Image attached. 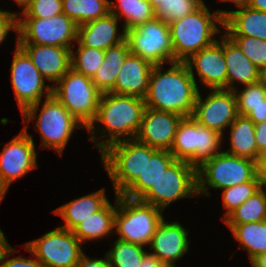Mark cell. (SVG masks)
I'll use <instances>...</instances> for the list:
<instances>
[{
    "label": "cell",
    "mask_w": 266,
    "mask_h": 267,
    "mask_svg": "<svg viewBox=\"0 0 266 267\" xmlns=\"http://www.w3.org/2000/svg\"><path fill=\"white\" fill-rule=\"evenodd\" d=\"M162 73V65H154L148 92L144 98L147 108L178 114L184 118L194 114L198 86L185 62H174Z\"/></svg>",
    "instance_id": "6da1fadb"
},
{
    "label": "cell",
    "mask_w": 266,
    "mask_h": 267,
    "mask_svg": "<svg viewBox=\"0 0 266 267\" xmlns=\"http://www.w3.org/2000/svg\"><path fill=\"white\" fill-rule=\"evenodd\" d=\"M145 108L143 98L111 92L102 93L96 118L87 128L93 134L89 140L101 153L110 144L126 140V136L128 140L135 139ZM95 122L105 125L106 129L100 128V130H103L102 133H108L109 138L98 142L95 136Z\"/></svg>",
    "instance_id": "7a4b0ae2"
},
{
    "label": "cell",
    "mask_w": 266,
    "mask_h": 267,
    "mask_svg": "<svg viewBox=\"0 0 266 267\" xmlns=\"http://www.w3.org/2000/svg\"><path fill=\"white\" fill-rule=\"evenodd\" d=\"M224 26V19L217 12L210 13L203 3L196 11L169 24L173 47V62H185L193 54L217 40L213 36Z\"/></svg>",
    "instance_id": "3957f363"
},
{
    "label": "cell",
    "mask_w": 266,
    "mask_h": 267,
    "mask_svg": "<svg viewBox=\"0 0 266 267\" xmlns=\"http://www.w3.org/2000/svg\"><path fill=\"white\" fill-rule=\"evenodd\" d=\"M162 214L163 210L152 204L117 195L114 229L120 234L118 240L149 245L157 226L163 220Z\"/></svg>",
    "instance_id": "277c9868"
},
{
    "label": "cell",
    "mask_w": 266,
    "mask_h": 267,
    "mask_svg": "<svg viewBox=\"0 0 266 267\" xmlns=\"http://www.w3.org/2000/svg\"><path fill=\"white\" fill-rule=\"evenodd\" d=\"M52 94L86 129L93 123L102 92L91 78L70 68L52 85Z\"/></svg>",
    "instance_id": "5b68a950"
},
{
    "label": "cell",
    "mask_w": 266,
    "mask_h": 267,
    "mask_svg": "<svg viewBox=\"0 0 266 267\" xmlns=\"http://www.w3.org/2000/svg\"><path fill=\"white\" fill-rule=\"evenodd\" d=\"M256 175V161L221 152L197 168L198 197L209 195L208 188H230L251 181Z\"/></svg>",
    "instance_id": "8992f818"
},
{
    "label": "cell",
    "mask_w": 266,
    "mask_h": 267,
    "mask_svg": "<svg viewBox=\"0 0 266 267\" xmlns=\"http://www.w3.org/2000/svg\"><path fill=\"white\" fill-rule=\"evenodd\" d=\"M44 79L27 53L17 44L11 66V82L24 122L37 117L44 89L46 98L52 95V85H45Z\"/></svg>",
    "instance_id": "52a82bcc"
},
{
    "label": "cell",
    "mask_w": 266,
    "mask_h": 267,
    "mask_svg": "<svg viewBox=\"0 0 266 267\" xmlns=\"http://www.w3.org/2000/svg\"><path fill=\"white\" fill-rule=\"evenodd\" d=\"M222 134L199 125L192 116L183 118L178 125L170 153L176 160L186 161L195 168L221 153Z\"/></svg>",
    "instance_id": "ba28073f"
},
{
    "label": "cell",
    "mask_w": 266,
    "mask_h": 267,
    "mask_svg": "<svg viewBox=\"0 0 266 267\" xmlns=\"http://www.w3.org/2000/svg\"><path fill=\"white\" fill-rule=\"evenodd\" d=\"M101 158L115 195H121L143 173L144 144L136 139L118 141L106 147Z\"/></svg>",
    "instance_id": "9c48e42d"
},
{
    "label": "cell",
    "mask_w": 266,
    "mask_h": 267,
    "mask_svg": "<svg viewBox=\"0 0 266 267\" xmlns=\"http://www.w3.org/2000/svg\"><path fill=\"white\" fill-rule=\"evenodd\" d=\"M194 195L198 197L197 168L175 159L140 200L164 211L171 202Z\"/></svg>",
    "instance_id": "30bf717a"
},
{
    "label": "cell",
    "mask_w": 266,
    "mask_h": 267,
    "mask_svg": "<svg viewBox=\"0 0 266 267\" xmlns=\"http://www.w3.org/2000/svg\"><path fill=\"white\" fill-rule=\"evenodd\" d=\"M130 54L149 61L153 65L173 62V47L168 23L157 17L125 31Z\"/></svg>",
    "instance_id": "8fae6325"
},
{
    "label": "cell",
    "mask_w": 266,
    "mask_h": 267,
    "mask_svg": "<svg viewBox=\"0 0 266 267\" xmlns=\"http://www.w3.org/2000/svg\"><path fill=\"white\" fill-rule=\"evenodd\" d=\"M17 44L71 48L77 41V25L64 13L51 18H17Z\"/></svg>",
    "instance_id": "7c38bea8"
},
{
    "label": "cell",
    "mask_w": 266,
    "mask_h": 267,
    "mask_svg": "<svg viewBox=\"0 0 266 267\" xmlns=\"http://www.w3.org/2000/svg\"><path fill=\"white\" fill-rule=\"evenodd\" d=\"M81 244L73 231L59 226L23 245L44 267H75L83 254Z\"/></svg>",
    "instance_id": "4fadbf2b"
},
{
    "label": "cell",
    "mask_w": 266,
    "mask_h": 267,
    "mask_svg": "<svg viewBox=\"0 0 266 267\" xmlns=\"http://www.w3.org/2000/svg\"><path fill=\"white\" fill-rule=\"evenodd\" d=\"M85 126L80 123L52 94L44 101L35 128L42 141L41 146L62 155L75 128Z\"/></svg>",
    "instance_id": "5bb4252c"
},
{
    "label": "cell",
    "mask_w": 266,
    "mask_h": 267,
    "mask_svg": "<svg viewBox=\"0 0 266 267\" xmlns=\"http://www.w3.org/2000/svg\"><path fill=\"white\" fill-rule=\"evenodd\" d=\"M237 116V99L234 91L212 89L204 101L198 92L192 117L199 125L223 135V129L230 126Z\"/></svg>",
    "instance_id": "9a60e30c"
},
{
    "label": "cell",
    "mask_w": 266,
    "mask_h": 267,
    "mask_svg": "<svg viewBox=\"0 0 266 267\" xmlns=\"http://www.w3.org/2000/svg\"><path fill=\"white\" fill-rule=\"evenodd\" d=\"M36 157L34 140L26 125L0 153V178L9 187L13 181L38 167Z\"/></svg>",
    "instance_id": "2e32d148"
},
{
    "label": "cell",
    "mask_w": 266,
    "mask_h": 267,
    "mask_svg": "<svg viewBox=\"0 0 266 267\" xmlns=\"http://www.w3.org/2000/svg\"><path fill=\"white\" fill-rule=\"evenodd\" d=\"M184 117L145 108L136 140L158 150H170L179 123Z\"/></svg>",
    "instance_id": "e0dca14e"
},
{
    "label": "cell",
    "mask_w": 266,
    "mask_h": 267,
    "mask_svg": "<svg viewBox=\"0 0 266 267\" xmlns=\"http://www.w3.org/2000/svg\"><path fill=\"white\" fill-rule=\"evenodd\" d=\"M191 75L196 68L200 81L209 89H227V66L223 51V39L201 49L185 61Z\"/></svg>",
    "instance_id": "ac0fdd59"
},
{
    "label": "cell",
    "mask_w": 266,
    "mask_h": 267,
    "mask_svg": "<svg viewBox=\"0 0 266 267\" xmlns=\"http://www.w3.org/2000/svg\"><path fill=\"white\" fill-rule=\"evenodd\" d=\"M188 231L179 222L168 223L163 220L156 228L150 242V249L165 266L175 267V261L188 252Z\"/></svg>",
    "instance_id": "d6986e66"
},
{
    "label": "cell",
    "mask_w": 266,
    "mask_h": 267,
    "mask_svg": "<svg viewBox=\"0 0 266 267\" xmlns=\"http://www.w3.org/2000/svg\"><path fill=\"white\" fill-rule=\"evenodd\" d=\"M30 57L33 65L48 81L55 84L71 68V49L60 46L18 44Z\"/></svg>",
    "instance_id": "ffe728a7"
},
{
    "label": "cell",
    "mask_w": 266,
    "mask_h": 267,
    "mask_svg": "<svg viewBox=\"0 0 266 267\" xmlns=\"http://www.w3.org/2000/svg\"><path fill=\"white\" fill-rule=\"evenodd\" d=\"M153 67L154 65L149 61L129 54L110 92L144 99L148 92L149 77Z\"/></svg>",
    "instance_id": "44dd1931"
},
{
    "label": "cell",
    "mask_w": 266,
    "mask_h": 267,
    "mask_svg": "<svg viewBox=\"0 0 266 267\" xmlns=\"http://www.w3.org/2000/svg\"><path fill=\"white\" fill-rule=\"evenodd\" d=\"M118 18L109 13L107 16L77 26V43L82 47L107 50L123 42L125 31L117 34Z\"/></svg>",
    "instance_id": "7402d4cb"
},
{
    "label": "cell",
    "mask_w": 266,
    "mask_h": 267,
    "mask_svg": "<svg viewBox=\"0 0 266 267\" xmlns=\"http://www.w3.org/2000/svg\"><path fill=\"white\" fill-rule=\"evenodd\" d=\"M174 160L169 150H158L144 144L143 173L121 195L141 199Z\"/></svg>",
    "instance_id": "603a6c76"
},
{
    "label": "cell",
    "mask_w": 266,
    "mask_h": 267,
    "mask_svg": "<svg viewBox=\"0 0 266 267\" xmlns=\"http://www.w3.org/2000/svg\"><path fill=\"white\" fill-rule=\"evenodd\" d=\"M224 19L228 36H248L266 40V12L244 7L235 11L216 10Z\"/></svg>",
    "instance_id": "cb8c5ba5"
},
{
    "label": "cell",
    "mask_w": 266,
    "mask_h": 267,
    "mask_svg": "<svg viewBox=\"0 0 266 267\" xmlns=\"http://www.w3.org/2000/svg\"><path fill=\"white\" fill-rule=\"evenodd\" d=\"M221 37L227 66V90L235 91L236 81L244 86L259 82L260 70L226 33Z\"/></svg>",
    "instance_id": "d4e9b609"
},
{
    "label": "cell",
    "mask_w": 266,
    "mask_h": 267,
    "mask_svg": "<svg viewBox=\"0 0 266 267\" xmlns=\"http://www.w3.org/2000/svg\"><path fill=\"white\" fill-rule=\"evenodd\" d=\"M105 189L98 190L92 194L82 196L68 202L54 212L60 215L65 222L61 228L72 231L83 220L100 211L109 201L105 195Z\"/></svg>",
    "instance_id": "484cf974"
},
{
    "label": "cell",
    "mask_w": 266,
    "mask_h": 267,
    "mask_svg": "<svg viewBox=\"0 0 266 267\" xmlns=\"http://www.w3.org/2000/svg\"><path fill=\"white\" fill-rule=\"evenodd\" d=\"M129 54L126 39L105 50L103 63L92 78L94 85L102 93H108L114 88L118 73Z\"/></svg>",
    "instance_id": "4316f807"
},
{
    "label": "cell",
    "mask_w": 266,
    "mask_h": 267,
    "mask_svg": "<svg viewBox=\"0 0 266 267\" xmlns=\"http://www.w3.org/2000/svg\"><path fill=\"white\" fill-rule=\"evenodd\" d=\"M229 127L231 148L225 152L257 162L259 154L255 140V124L248 117L238 115Z\"/></svg>",
    "instance_id": "83f0119b"
},
{
    "label": "cell",
    "mask_w": 266,
    "mask_h": 267,
    "mask_svg": "<svg viewBox=\"0 0 266 267\" xmlns=\"http://www.w3.org/2000/svg\"><path fill=\"white\" fill-rule=\"evenodd\" d=\"M114 206L108 202L100 211L91 214L72 231L81 243L96 240L111 234L114 230V217L117 208V195Z\"/></svg>",
    "instance_id": "f1b7e54d"
},
{
    "label": "cell",
    "mask_w": 266,
    "mask_h": 267,
    "mask_svg": "<svg viewBox=\"0 0 266 267\" xmlns=\"http://www.w3.org/2000/svg\"><path fill=\"white\" fill-rule=\"evenodd\" d=\"M233 236L244 249H247L249 259L252 260L266 254V220L244 224H227Z\"/></svg>",
    "instance_id": "f546056e"
},
{
    "label": "cell",
    "mask_w": 266,
    "mask_h": 267,
    "mask_svg": "<svg viewBox=\"0 0 266 267\" xmlns=\"http://www.w3.org/2000/svg\"><path fill=\"white\" fill-rule=\"evenodd\" d=\"M63 13L77 26L110 13L109 0H62Z\"/></svg>",
    "instance_id": "4dcf8cb0"
},
{
    "label": "cell",
    "mask_w": 266,
    "mask_h": 267,
    "mask_svg": "<svg viewBox=\"0 0 266 267\" xmlns=\"http://www.w3.org/2000/svg\"><path fill=\"white\" fill-rule=\"evenodd\" d=\"M118 3L110 2V13L118 19L124 16L123 30L127 31L137 27L155 17L154 8L147 0H117ZM116 11L119 10L117 13Z\"/></svg>",
    "instance_id": "1f68e13d"
},
{
    "label": "cell",
    "mask_w": 266,
    "mask_h": 267,
    "mask_svg": "<svg viewBox=\"0 0 266 267\" xmlns=\"http://www.w3.org/2000/svg\"><path fill=\"white\" fill-rule=\"evenodd\" d=\"M266 220V191L261 187L236 208L225 220L226 224H244Z\"/></svg>",
    "instance_id": "d6a6232c"
},
{
    "label": "cell",
    "mask_w": 266,
    "mask_h": 267,
    "mask_svg": "<svg viewBox=\"0 0 266 267\" xmlns=\"http://www.w3.org/2000/svg\"><path fill=\"white\" fill-rule=\"evenodd\" d=\"M113 248L106 252V256L110 267H139L144 254V246L116 240Z\"/></svg>",
    "instance_id": "836d02e7"
},
{
    "label": "cell",
    "mask_w": 266,
    "mask_h": 267,
    "mask_svg": "<svg viewBox=\"0 0 266 267\" xmlns=\"http://www.w3.org/2000/svg\"><path fill=\"white\" fill-rule=\"evenodd\" d=\"M104 56V50L79 45L77 52L71 49V68L92 79L101 67Z\"/></svg>",
    "instance_id": "e575fe53"
},
{
    "label": "cell",
    "mask_w": 266,
    "mask_h": 267,
    "mask_svg": "<svg viewBox=\"0 0 266 267\" xmlns=\"http://www.w3.org/2000/svg\"><path fill=\"white\" fill-rule=\"evenodd\" d=\"M203 3V0H161L154 8V13L155 17L171 24L196 11Z\"/></svg>",
    "instance_id": "d590c367"
},
{
    "label": "cell",
    "mask_w": 266,
    "mask_h": 267,
    "mask_svg": "<svg viewBox=\"0 0 266 267\" xmlns=\"http://www.w3.org/2000/svg\"><path fill=\"white\" fill-rule=\"evenodd\" d=\"M261 187L260 180L256 175L251 181L222 189L223 206L227 209V212L222 219L225 220L236 208L250 198Z\"/></svg>",
    "instance_id": "8d00e7d4"
},
{
    "label": "cell",
    "mask_w": 266,
    "mask_h": 267,
    "mask_svg": "<svg viewBox=\"0 0 266 267\" xmlns=\"http://www.w3.org/2000/svg\"><path fill=\"white\" fill-rule=\"evenodd\" d=\"M245 56L260 70L266 67V40L248 36H229Z\"/></svg>",
    "instance_id": "74e56055"
},
{
    "label": "cell",
    "mask_w": 266,
    "mask_h": 267,
    "mask_svg": "<svg viewBox=\"0 0 266 267\" xmlns=\"http://www.w3.org/2000/svg\"><path fill=\"white\" fill-rule=\"evenodd\" d=\"M234 92L237 99V112L241 116H246L253 107L266 99V88L260 82L246 85L243 90L236 89Z\"/></svg>",
    "instance_id": "f35d334b"
},
{
    "label": "cell",
    "mask_w": 266,
    "mask_h": 267,
    "mask_svg": "<svg viewBox=\"0 0 266 267\" xmlns=\"http://www.w3.org/2000/svg\"><path fill=\"white\" fill-rule=\"evenodd\" d=\"M62 13V0H31L21 12L24 18H51Z\"/></svg>",
    "instance_id": "ab89813d"
},
{
    "label": "cell",
    "mask_w": 266,
    "mask_h": 267,
    "mask_svg": "<svg viewBox=\"0 0 266 267\" xmlns=\"http://www.w3.org/2000/svg\"><path fill=\"white\" fill-rule=\"evenodd\" d=\"M15 250L16 249L10 245L4 250L0 258V267H44V265L36 257L35 259H26L25 257L18 256L4 260L13 254Z\"/></svg>",
    "instance_id": "60d3db41"
},
{
    "label": "cell",
    "mask_w": 266,
    "mask_h": 267,
    "mask_svg": "<svg viewBox=\"0 0 266 267\" xmlns=\"http://www.w3.org/2000/svg\"><path fill=\"white\" fill-rule=\"evenodd\" d=\"M18 14L0 10V44L6 38L9 30L17 31Z\"/></svg>",
    "instance_id": "b9f144b4"
},
{
    "label": "cell",
    "mask_w": 266,
    "mask_h": 267,
    "mask_svg": "<svg viewBox=\"0 0 266 267\" xmlns=\"http://www.w3.org/2000/svg\"><path fill=\"white\" fill-rule=\"evenodd\" d=\"M255 140L258 154L266 151V121L255 124Z\"/></svg>",
    "instance_id": "7bdbcfd3"
},
{
    "label": "cell",
    "mask_w": 266,
    "mask_h": 267,
    "mask_svg": "<svg viewBox=\"0 0 266 267\" xmlns=\"http://www.w3.org/2000/svg\"><path fill=\"white\" fill-rule=\"evenodd\" d=\"M254 124L266 121V99L262 103L253 107V109L246 115Z\"/></svg>",
    "instance_id": "ee69618b"
},
{
    "label": "cell",
    "mask_w": 266,
    "mask_h": 267,
    "mask_svg": "<svg viewBox=\"0 0 266 267\" xmlns=\"http://www.w3.org/2000/svg\"><path fill=\"white\" fill-rule=\"evenodd\" d=\"M75 267H110L108 259H89L83 253L80 257L79 263Z\"/></svg>",
    "instance_id": "f6af8a7d"
},
{
    "label": "cell",
    "mask_w": 266,
    "mask_h": 267,
    "mask_svg": "<svg viewBox=\"0 0 266 267\" xmlns=\"http://www.w3.org/2000/svg\"><path fill=\"white\" fill-rule=\"evenodd\" d=\"M256 169L261 186L266 188V151L259 154V158L256 162Z\"/></svg>",
    "instance_id": "bcb514c9"
},
{
    "label": "cell",
    "mask_w": 266,
    "mask_h": 267,
    "mask_svg": "<svg viewBox=\"0 0 266 267\" xmlns=\"http://www.w3.org/2000/svg\"><path fill=\"white\" fill-rule=\"evenodd\" d=\"M139 267H165V264L154 254L146 252Z\"/></svg>",
    "instance_id": "7dc6e473"
},
{
    "label": "cell",
    "mask_w": 266,
    "mask_h": 267,
    "mask_svg": "<svg viewBox=\"0 0 266 267\" xmlns=\"http://www.w3.org/2000/svg\"><path fill=\"white\" fill-rule=\"evenodd\" d=\"M247 7L266 12V0H250Z\"/></svg>",
    "instance_id": "c3c4849f"
},
{
    "label": "cell",
    "mask_w": 266,
    "mask_h": 267,
    "mask_svg": "<svg viewBox=\"0 0 266 267\" xmlns=\"http://www.w3.org/2000/svg\"><path fill=\"white\" fill-rule=\"evenodd\" d=\"M251 261V267H266V254L254 257Z\"/></svg>",
    "instance_id": "681fc988"
},
{
    "label": "cell",
    "mask_w": 266,
    "mask_h": 267,
    "mask_svg": "<svg viewBox=\"0 0 266 267\" xmlns=\"http://www.w3.org/2000/svg\"><path fill=\"white\" fill-rule=\"evenodd\" d=\"M10 244L7 242V239L5 238L3 232L0 229V258L4 250L9 246Z\"/></svg>",
    "instance_id": "f907efd6"
},
{
    "label": "cell",
    "mask_w": 266,
    "mask_h": 267,
    "mask_svg": "<svg viewBox=\"0 0 266 267\" xmlns=\"http://www.w3.org/2000/svg\"><path fill=\"white\" fill-rule=\"evenodd\" d=\"M221 1H230L235 3L238 9L244 8L248 6L250 0H221Z\"/></svg>",
    "instance_id": "816d5d0a"
},
{
    "label": "cell",
    "mask_w": 266,
    "mask_h": 267,
    "mask_svg": "<svg viewBox=\"0 0 266 267\" xmlns=\"http://www.w3.org/2000/svg\"><path fill=\"white\" fill-rule=\"evenodd\" d=\"M259 82L266 88V67L260 69Z\"/></svg>",
    "instance_id": "f5cc1de1"
},
{
    "label": "cell",
    "mask_w": 266,
    "mask_h": 267,
    "mask_svg": "<svg viewBox=\"0 0 266 267\" xmlns=\"http://www.w3.org/2000/svg\"><path fill=\"white\" fill-rule=\"evenodd\" d=\"M7 190H8V186L0 178V202L5 197V194H6Z\"/></svg>",
    "instance_id": "db71d44e"
},
{
    "label": "cell",
    "mask_w": 266,
    "mask_h": 267,
    "mask_svg": "<svg viewBox=\"0 0 266 267\" xmlns=\"http://www.w3.org/2000/svg\"><path fill=\"white\" fill-rule=\"evenodd\" d=\"M19 6L23 8L31 1V0H14Z\"/></svg>",
    "instance_id": "11a10c76"
},
{
    "label": "cell",
    "mask_w": 266,
    "mask_h": 267,
    "mask_svg": "<svg viewBox=\"0 0 266 267\" xmlns=\"http://www.w3.org/2000/svg\"><path fill=\"white\" fill-rule=\"evenodd\" d=\"M153 8H155L161 0H147Z\"/></svg>",
    "instance_id": "9f6ffc18"
}]
</instances>
